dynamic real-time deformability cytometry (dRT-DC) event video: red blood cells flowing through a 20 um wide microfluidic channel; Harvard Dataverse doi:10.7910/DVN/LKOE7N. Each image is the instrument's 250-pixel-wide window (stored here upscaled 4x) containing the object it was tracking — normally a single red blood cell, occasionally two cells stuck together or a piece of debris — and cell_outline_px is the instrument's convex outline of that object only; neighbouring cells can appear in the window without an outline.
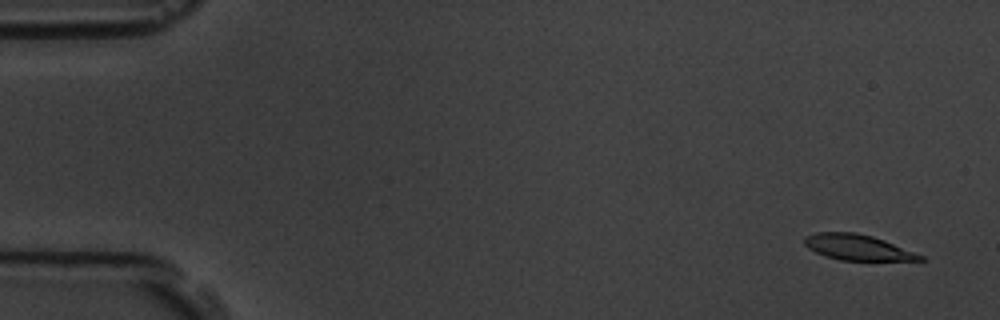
{"species": "common noctule bat (a hibernating species)", "species_latin": "Nyctalus noctula", "temperature_condition": "room temperature", "stored_images_in_passage": 15, "camera_frame_rate_fps": 3000, "um_per_image_px": 0.085, "animal": {"sex": "male", "body_mass_g": 19.5, "forearm_length_mm": 54.6}, "frame": {"image": 1, "passage_image": 1, "time_ms": 0.0, "image_size_px": [1000, 320], "cell_outline_px": [[924, 260], [840, 260], [824, 256], [808, 248], [804, 244], [804, 236], [816, 232], [856, 232], [872, 236], [884, 240], [924, 256]], "centroid_in_image_um": [72.84, 21.01], "position_along_channel_um": 12.2, "area_um2": 17.17}}
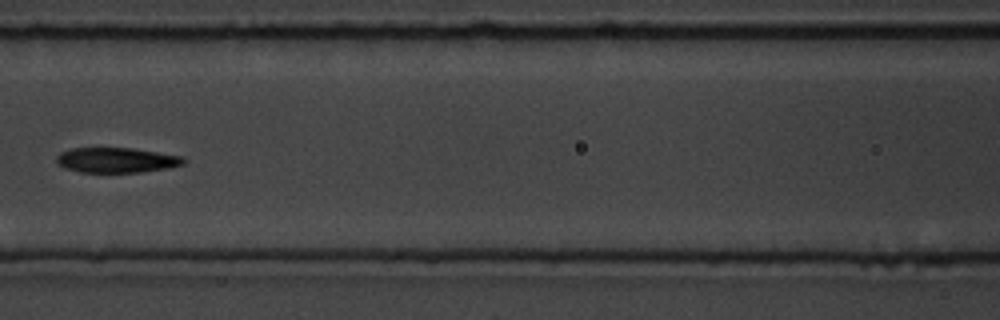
{"frame": {"image": 2, "passage_image": 7, "time_ms": 7.667, "image_size_px": [1000, 320], "cell_outline_px": [[184, 164], [168, 168], [140, 172], [80, 172], [64, 168], [56, 164], [56, 156], [60, 152], [72, 148], [132, 148], [184, 156]], "centroid_in_image_um": [9.87, 13.61], "position_along_channel_um": 156.7, "area_um2": 18.67}}
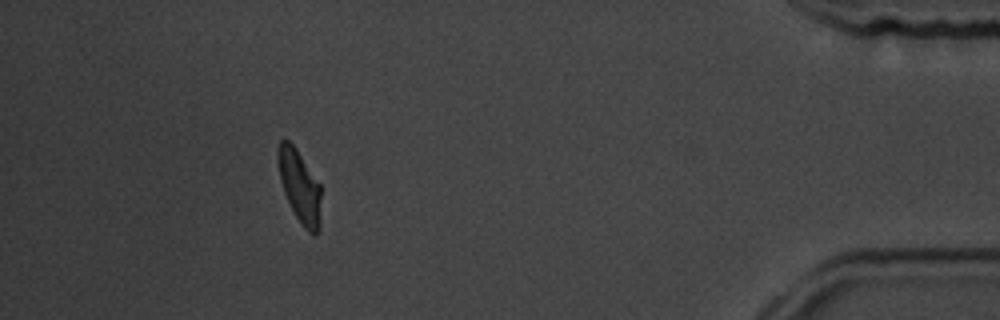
{"frame": {"image": 3, "passage_image": 14, "time_ms": 16.333, "image_size_px": [1000, 320], "cell_outline_px": [[320, 228], [316, 232], [308, 232], [304, 228], [296, 216], [284, 192], [280, 180], [276, 160], [276, 152], [280, 140], [284, 136], [296, 148], [320, 184]], "centroid_in_image_um": [25.43, 15.76], "position_along_channel_um": 409.8, "area_um2": 18.21}, "authors_computed_cell_mechanics": {"area_um2": 18.785, "velocity_mm_per_s": 3.5834, "shape_relaxation_time_tau1_ms": 2.9895, "shape_relaxation_time_tau2_ms": 7.7399, "deformation_change_tau1": 0.189, "deformation_change_tau2": 0.1513}}